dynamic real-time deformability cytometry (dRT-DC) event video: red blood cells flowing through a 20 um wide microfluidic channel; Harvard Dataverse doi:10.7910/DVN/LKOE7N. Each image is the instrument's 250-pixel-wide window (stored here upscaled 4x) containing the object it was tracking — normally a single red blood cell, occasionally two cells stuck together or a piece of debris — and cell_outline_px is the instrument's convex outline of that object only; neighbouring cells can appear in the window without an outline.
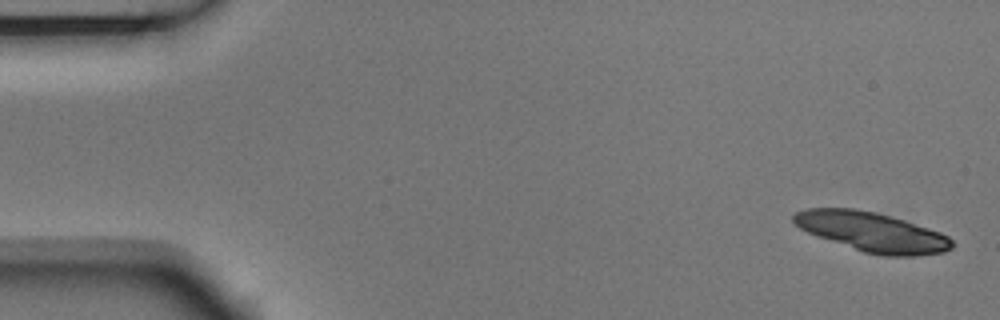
{"species": "Egyptian fruit bat (a non-hibernating species)", "species_latin": "Rousettus aegyptiacus", "temperature_condition": "room temperature", "stored_images_in_passage": 6, "camera_frame_rate_fps": 3000, "um_per_image_px": 0.085, "animal": {"sex": "male"}, "frame": {"image": 1, "passage_image": 1, "time_ms": 0.0, "image_size_px": [1000, 320], "cell_outline_px": [[956, 244], [952, 248], [944, 252], [916, 256], [884, 256], [864, 252], [816, 236], [800, 228], [792, 220], [792, 216], [796, 212], [808, 208], [856, 208], [876, 212], [904, 220], [940, 232], [948, 236]], "centroid_in_image_um": [74.14, 19.72], "position_along_channel_um": 10.9, "area_um2": 36.47}}
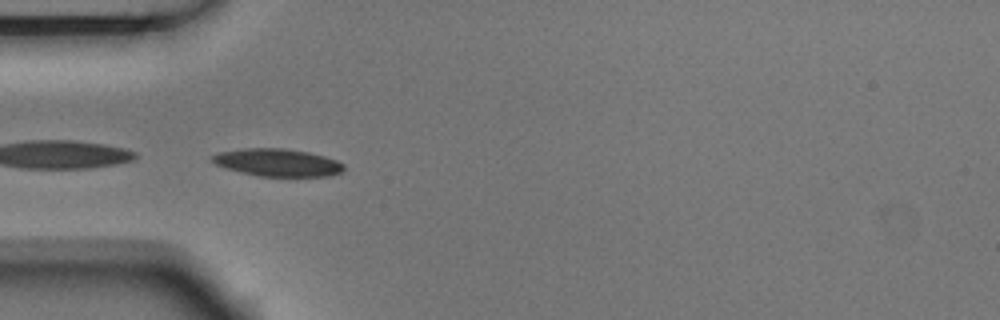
{"frame": {"image": 2, "passage_image": 5, "time_ms": 1.333, "image_size_px": [1000, 320], "cell_outline_px": [[344, 168], [340, 172], [332, 176], [260, 176], [240, 172], [224, 168], [216, 164], [212, 160], [212, 156], [220, 152], [248, 148], [284, 148], [308, 152], [324, 156], [336, 160], [344, 164]], "centroid_in_image_um": [23.61, 13.82], "position_along_channel_um": 61.4, "area_um2": 20.98}}